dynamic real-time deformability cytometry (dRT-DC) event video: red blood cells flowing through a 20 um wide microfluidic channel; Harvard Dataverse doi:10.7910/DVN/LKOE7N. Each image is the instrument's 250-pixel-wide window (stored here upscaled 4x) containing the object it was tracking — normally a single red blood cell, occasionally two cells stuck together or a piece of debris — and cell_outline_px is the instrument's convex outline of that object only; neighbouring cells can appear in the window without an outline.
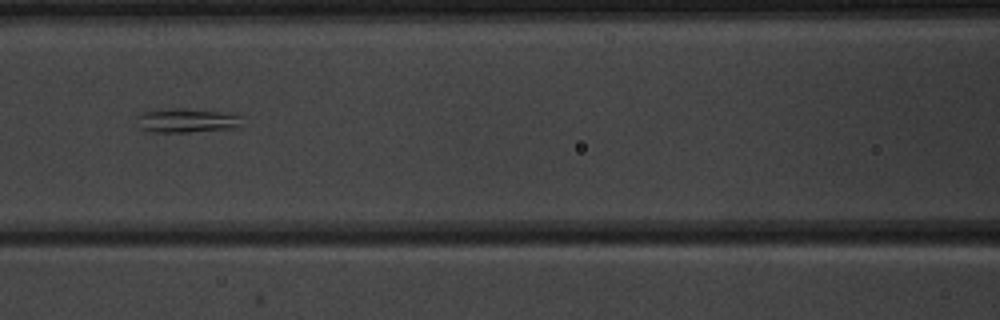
{"species": "common noctule bat (a hibernating species)", "species_latin": "Nyctalus noctula", "temperature_condition": "warm", "stored_images_in_passage": 5, "camera_frame_rate_fps": 3000, "um_per_image_px": 0.085, "animal": {"sex": "male", "body_mass_g": 20.1, "forearm_length_mm": 53.5}, "frame": {"image": 1, "passage_image": 5, "time_ms": 4.667, "image_size_px": [1000, 320], "cell_outline_px": [[244, 116], [236, 128], [188, 132], [152, 132], [140, 128], [136, 116], [144, 112], [176, 108], [180, 108], [224, 112]], "centroid_in_image_um": [15.89, 10.24], "position_along_channel_um": 150.7, "area_um2": 14.68}}